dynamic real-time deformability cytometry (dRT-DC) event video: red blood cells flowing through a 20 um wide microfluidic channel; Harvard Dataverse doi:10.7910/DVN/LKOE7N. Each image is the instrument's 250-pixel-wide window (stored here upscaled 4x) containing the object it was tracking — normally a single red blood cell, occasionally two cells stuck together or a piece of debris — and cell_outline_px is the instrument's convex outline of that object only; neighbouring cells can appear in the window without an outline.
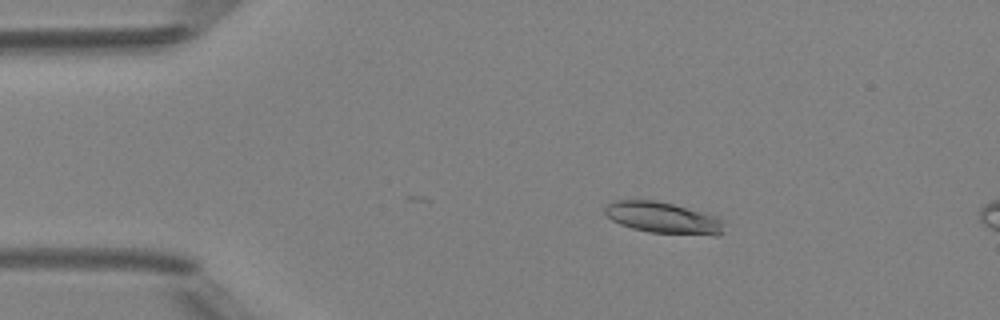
{"species": "Egyptian fruit bat (a non-hibernating species)", "species_latin": "Rousettus aegyptiacus", "temperature_condition": "room temperature", "stored_images_in_passage": 6, "camera_frame_rate_fps": 3000, "um_per_image_px": 0.085, "animal": {"sex": "female"}, "frame": {"image": 1, "passage_image": 1, "time_ms": 0.0, "image_size_px": [1000, 320], "cell_outline_px": [[724, 232], [720, 236], [712, 236], [648, 232], [632, 228], [620, 224], [612, 220], [604, 212], [604, 208], [612, 200], [652, 200], [672, 204], [700, 212], [724, 220]], "centroid_in_image_um": [56.38, 18.54], "position_along_channel_um": 28.6, "area_um2": 21.79}}